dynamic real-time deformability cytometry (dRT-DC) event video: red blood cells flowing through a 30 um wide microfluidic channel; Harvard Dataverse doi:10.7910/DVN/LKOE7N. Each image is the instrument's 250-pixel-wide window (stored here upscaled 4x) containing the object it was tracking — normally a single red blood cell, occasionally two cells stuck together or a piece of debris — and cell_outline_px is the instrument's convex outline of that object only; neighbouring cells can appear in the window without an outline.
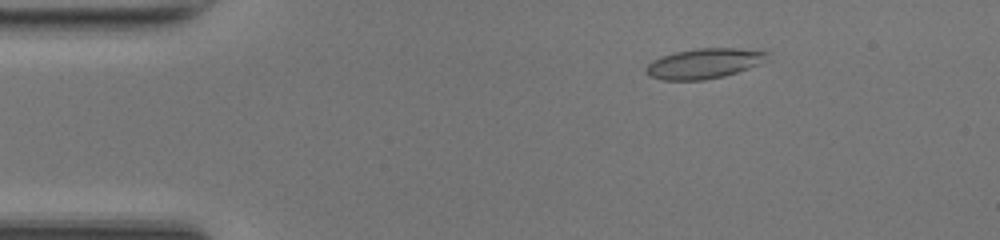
{"species": "common noctule bat (a hibernating species)", "species_latin": "Nyctalus noctula", "temperature_condition": "room temperature", "stored_images_in_passage": 49, "camera_frame_rate_fps": 3000, "um_per_image_px": 0.085, "animal": {"sex": "female", "body_mass_g": 17.0, "forearm_length_mm": 48.0}, "frame": {"image": 1, "passage_image": 8, "time_ms": 2.333, "image_size_px": [1000, 240], "cell_outline_px": [[772, 60], [724, 76], [704, 80], [660, 80], [648, 76], [644, 72], [644, 68], [652, 60], [676, 52], [696, 48], [732, 48], [768, 52]], "centroid_in_image_um": [59.85, 5.4], "position_along_channel_um": 25.2, "area_um2": 21.44}}
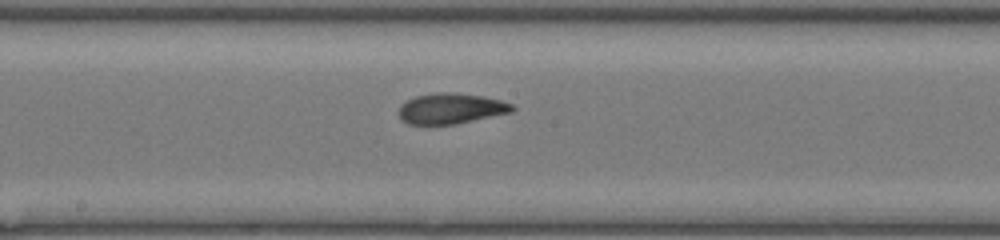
{"frame": {"image": 2, "passage_image": 26, "time_ms": 8.333, "image_size_px": [1000, 240], "cell_outline_px": [[516, 108], [512, 112], [456, 124], [408, 124], [400, 120], [400, 104], [416, 96], [436, 92], [452, 92], [484, 96], [500, 100], [512, 104]], "centroid_in_image_um": [38.34, 9.22], "position_along_channel_um": 209.9, "area_um2": 20.23}}
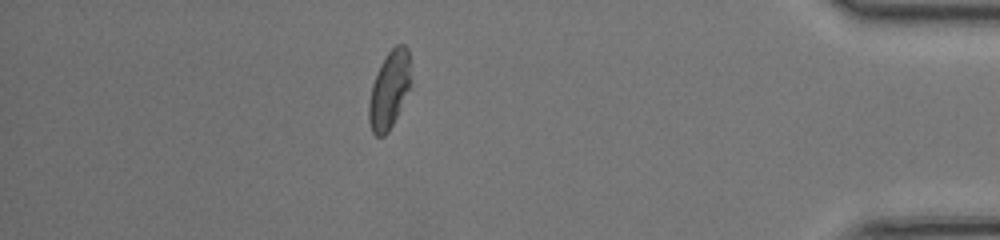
{"frame": {"image": 3, "passage_image": 43, "time_ms": 14.0, "image_size_px": [1000, 240], "cell_outline_px": [[408, 88], [400, 108], [388, 132], [384, 136], [376, 136], [372, 132], [368, 120], [368, 100], [372, 84], [376, 72], [380, 64], [388, 52], [396, 44], [404, 44], [408, 48]], "centroid_in_image_um": [33.02, 7.65], "position_along_channel_um": 402.2, "area_um2": 18.44}, "authors_computed_cell_mechanics": {"area_um2": 20.23, "velocity_mm_per_s": 4.2278, "shape_relaxation_time_tau1_ms": 5.2352, "shape_relaxation_time_tau2_ms": 1.6665, "deformation_change_tau1": 0.198, "deformation_change_tau2": 0.0771}}